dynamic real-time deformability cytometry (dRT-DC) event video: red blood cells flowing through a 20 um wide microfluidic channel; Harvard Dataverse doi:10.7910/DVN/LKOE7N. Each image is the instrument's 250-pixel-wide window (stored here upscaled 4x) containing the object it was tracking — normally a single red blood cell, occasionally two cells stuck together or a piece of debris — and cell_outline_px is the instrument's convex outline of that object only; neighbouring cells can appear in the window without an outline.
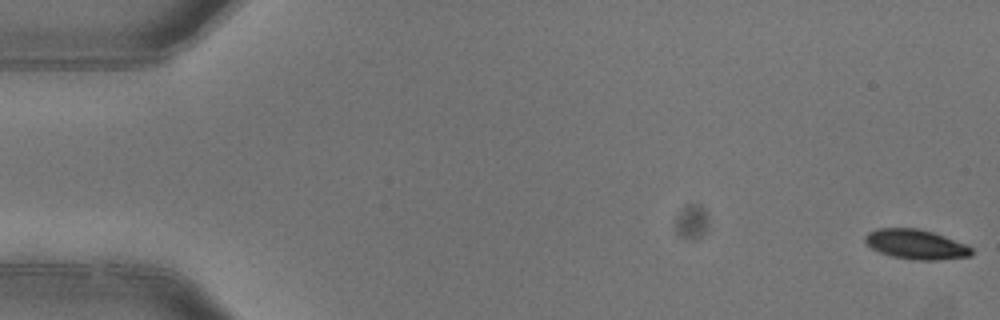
{"species": "common noctule bat (a hibernating species)", "species_latin": "Nyctalus noctula", "temperature_condition": "warm", "stored_images_in_passage": 4, "camera_frame_rate_fps": 3000, "um_per_image_px": 0.085, "animal": {"sex": "female"}, "frame": {"image": 1, "passage_image": 1, "time_ms": 0.0, "image_size_px": [1000, 320], "cell_outline_px": [[972, 256], [936, 260], [912, 260], [892, 256], [880, 252], [872, 248], [864, 240], [864, 236], [868, 232], [876, 228], [916, 228], [932, 232], [964, 244], [972, 248]], "centroid_in_image_um": [77.82, 20.77], "position_along_channel_um": 7.2, "area_um2": 18.26}}